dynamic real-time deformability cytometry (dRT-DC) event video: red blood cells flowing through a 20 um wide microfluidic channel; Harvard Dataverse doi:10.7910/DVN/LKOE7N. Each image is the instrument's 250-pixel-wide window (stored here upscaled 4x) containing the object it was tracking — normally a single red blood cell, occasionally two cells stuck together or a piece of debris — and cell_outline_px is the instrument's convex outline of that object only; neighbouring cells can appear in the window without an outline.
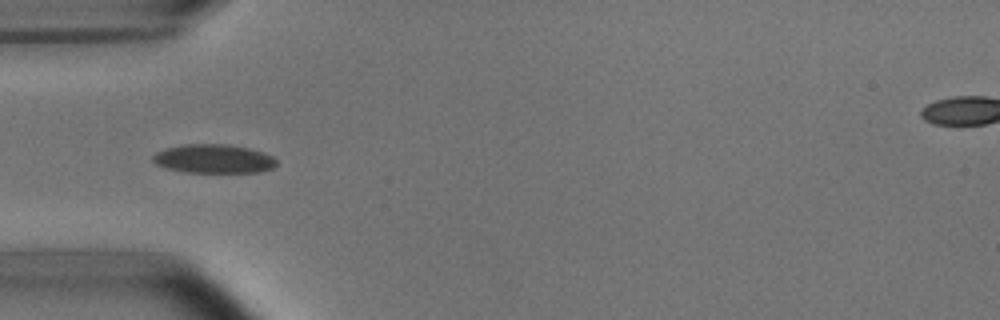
{"species": "common noctule bat (a hibernating species)", "species_latin": "Nyctalus noctula", "temperature_condition": "room temperature", "stored_images_in_passage": 6, "camera_frame_rate_fps": 3000, "um_per_image_px": 0.085, "animal": {"sex": "male", "body_mass_g": 15.6}, "frame": {"image": 1, "passage_image": 4, "time_ms": 3.333, "image_size_px": [1000, 320], "cell_outline_px": [[276, 164], [272, 168], [260, 172], [184, 172], [164, 168], [156, 164], [152, 160], [152, 156], [156, 152], [164, 148], [184, 144], [228, 144], [248, 148], [264, 152], [272, 156], [276, 160]], "centroid_in_image_um": [18.13, 13.49], "position_along_channel_um": 66.9, "area_um2": 20.92}}
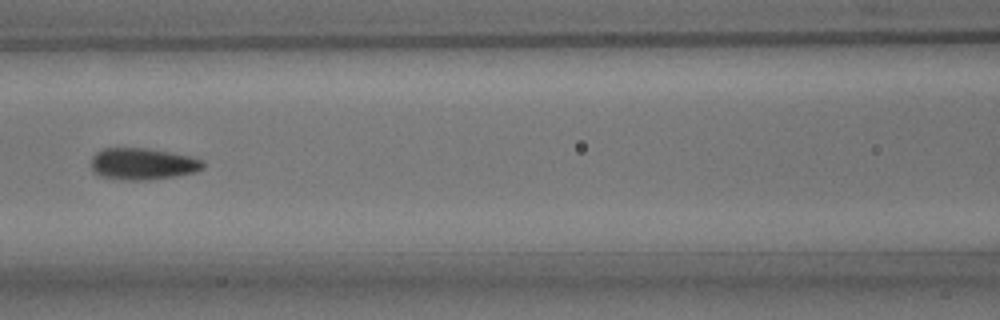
{"frame": {"image": 2, "passage_image": 6, "time_ms": 5.667, "image_size_px": [1000, 320], "cell_outline_px": [[204, 168], [196, 172], [176, 176], [148, 180], [124, 180], [100, 176], [92, 172], [92, 156], [96, 152], [104, 148], [144, 148], [168, 152], [188, 156], [204, 160]], "centroid_in_image_um": [12.12, 13.94], "position_along_channel_um": 154.5, "area_um2": 20.69}}